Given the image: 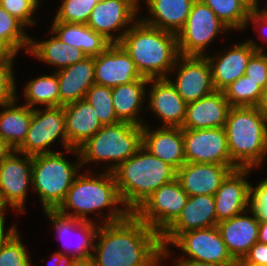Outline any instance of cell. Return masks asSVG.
<instances>
[{
    "label": "cell",
    "instance_id": "1",
    "mask_svg": "<svg viewBox=\"0 0 267 266\" xmlns=\"http://www.w3.org/2000/svg\"><path fill=\"white\" fill-rule=\"evenodd\" d=\"M95 240L91 257L96 266H160L164 261L161 235L133 213L99 224Z\"/></svg>",
    "mask_w": 267,
    "mask_h": 266
},
{
    "label": "cell",
    "instance_id": "2",
    "mask_svg": "<svg viewBox=\"0 0 267 266\" xmlns=\"http://www.w3.org/2000/svg\"><path fill=\"white\" fill-rule=\"evenodd\" d=\"M106 207L109 211L104 213ZM57 211L82 221H92L88 214L96 212V217H104L99 224L119 222L131 214L120 197L113 172L106 171L79 173Z\"/></svg>",
    "mask_w": 267,
    "mask_h": 266
},
{
    "label": "cell",
    "instance_id": "3",
    "mask_svg": "<svg viewBox=\"0 0 267 266\" xmlns=\"http://www.w3.org/2000/svg\"><path fill=\"white\" fill-rule=\"evenodd\" d=\"M119 44L146 78H168L177 58V34L144 23L140 18L124 34Z\"/></svg>",
    "mask_w": 267,
    "mask_h": 266
},
{
    "label": "cell",
    "instance_id": "4",
    "mask_svg": "<svg viewBox=\"0 0 267 266\" xmlns=\"http://www.w3.org/2000/svg\"><path fill=\"white\" fill-rule=\"evenodd\" d=\"M125 207L134 213L147 198L177 177V170L142 146L113 171Z\"/></svg>",
    "mask_w": 267,
    "mask_h": 266
},
{
    "label": "cell",
    "instance_id": "5",
    "mask_svg": "<svg viewBox=\"0 0 267 266\" xmlns=\"http://www.w3.org/2000/svg\"><path fill=\"white\" fill-rule=\"evenodd\" d=\"M232 163L258 168L267 156V120L257 107H231L224 126Z\"/></svg>",
    "mask_w": 267,
    "mask_h": 266
},
{
    "label": "cell",
    "instance_id": "6",
    "mask_svg": "<svg viewBox=\"0 0 267 266\" xmlns=\"http://www.w3.org/2000/svg\"><path fill=\"white\" fill-rule=\"evenodd\" d=\"M142 147V126L126 122L104 125L78 148L81 165L104 162L103 171L113 172ZM111 161V162H110ZM110 163V164H109Z\"/></svg>",
    "mask_w": 267,
    "mask_h": 266
},
{
    "label": "cell",
    "instance_id": "7",
    "mask_svg": "<svg viewBox=\"0 0 267 266\" xmlns=\"http://www.w3.org/2000/svg\"><path fill=\"white\" fill-rule=\"evenodd\" d=\"M72 153L77 158L75 163L66 160L61 151L32 156V188L39 196L43 211L57 210L78 176L82 166L80 154L75 148Z\"/></svg>",
    "mask_w": 267,
    "mask_h": 266
},
{
    "label": "cell",
    "instance_id": "8",
    "mask_svg": "<svg viewBox=\"0 0 267 266\" xmlns=\"http://www.w3.org/2000/svg\"><path fill=\"white\" fill-rule=\"evenodd\" d=\"M230 29L201 0H195L184 27L177 33L180 55L205 56L207 46L218 34Z\"/></svg>",
    "mask_w": 267,
    "mask_h": 266
},
{
    "label": "cell",
    "instance_id": "9",
    "mask_svg": "<svg viewBox=\"0 0 267 266\" xmlns=\"http://www.w3.org/2000/svg\"><path fill=\"white\" fill-rule=\"evenodd\" d=\"M59 139L68 152L73 148L68 145L65 130V114L63 106L32 109L31 123L23 144L16 150L19 153L34 156L37 154L53 153L50 145Z\"/></svg>",
    "mask_w": 267,
    "mask_h": 266
},
{
    "label": "cell",
    "instance_id": "10",
    "mask_svg": "<svg viewBox=\"0 0 267 266\" xmlns=\"http://www.w3.org/2000/svg\"><path fill=\"white\" fill-rule=\"evenodd\" d=\"M188 197L176 178L155 190L133 214L161 235L177 219Z\"/></svg>",
    "mask_w": 267,
    "mask_h": 266
},
{
    "label": "cell",
    "instance_id": "11",
    "mask_svg": "<svg viewBox=\"0 0 267 266\" xmlns=\"http://www.w3.org/2000/svg\"><path fill=\"white\" fill-rule=\"evenodd\" d=\"M138 2L140 3V0H99L89 16L87 25L111 44L119 43L139 19Z\"/></svg>",
    "mask_w": 267,
    "mask_h": 266
},
{
    "label": "cell",
    "instance_id": "12",
    "mask_svg": "<svg viewBox=\"0 0 267 266\" xmlns=\"http://www.w3.org/2000/svg\"><path fill=\"white\" fill-rule=\"evenodd\" d=\"M32 164V156L16 150L0 162L2 201L11 210H17L19 213L26 212L24 203L28 194V186L32 187Z\"/></svg>",
    "mask_w": 267,
    "mask_h": 266
},
{
    "label": "cell",
    "instance_id": "13",
    "mask_svg": "<svg viewBox=\"0 0 267 266\" xmlns=\"http://www.w3.org/2000/svg\"><path fill=\"white\" fill-rule=\"evenodd\" d=\"M183 140L186 162L235 166L224 127L183 129Z\"/></svg>",
    "mask_w": 267,
    "mask_h": 266
},
{
    "label": "cell",
    "instance_id": "14",
    "mask_svg": "<svg viewBox=\"0 0 267 266\" xmlns=\"http://www.w3.org/2000/svg\"><path fill=\"white\" fill-rule=\"evenodd\" d=\"M171 245L183 256L174 260H195L215 264H237L227 250L217 226L182 233Z\"/></svg>",
    "mask_w": 267,
    "mask_h": 266
},
{
    "label": "cell",
    "instance_id": "15",
    "mask_svg": "<svg viewBox=\"0 0 267 266\" xmlns=\"http://www.w3.org/2000/svg\"><path fill=\"white\" fill-rule=\"evenodd\" d=\"M180 65V66H179ZM177 69V71H175ZM175 80L168 77L178 94L188 104L206 97L215 91L211 67L206 56L180 55L172 68Z\"/></svg>",
    "mask_w": 267,
    "mask_h": 266
},
{
    "label": "cell",
    "instance_id": "16",
    "mask_svg": "<svg viewBox=\"0 0 267 266\" xmlns=\"http://www.w3.org/2000/svg\"><path fill=\"white\" fill-rule=\"evenodd\" d=\"M215 208L212 195L189 196L177 219L161 234L164 259L173 254L168 247L182 233L217 226Z\"/></svg>",
    "mask_w": 267,
    "mask_h": 266
},
{
    "label": "cell",
    "instance_id": "17",
    "mask_svg": "<svg viewBox=\"0 0 267 266\" xmlns=\"http://www.w3.org/2000/svg\"><path fill=\"white\" fill-rule=\"evenodd\" d=\"M255 40H246L240 44L228 47L225 53L209 55L206 58L211 67L212 83L215 91H223L230 84L245 74V68L251 56L256 51L265 52V47L259 46Z\"/></svg>",
    "mask_w": 267,
    "mask_h": 266
},
{
    "label": "cell",
    "instance_id": "18",
    "mask_svg": "<svg viewBox=\"0 0 267 266\" xmlns=\"http://www.w3.org/2000/svg\"><path fill=\"white\" fill-rule=\"evenodd\" d=\"M253 168L232 170L214 194L217 224L251 208V184L247 175Z\"/></svg>",
    "mask_w": 267,
    "mask_h": 266
},
{
    "label": "cell",
    "instance_id": "19",
    "mask_svg": "<svg viewBox=\"0 0 267 266\" xmlns=\"http://www.w3.org/2000/svg\"><path fill=\"white\" fill-rule=\"evenodd\" d=\"M95 84L115 87L142 79L134 61L119 43L110 44L94 57Z\"/></svg>",
    "mask_w": 267,
    "mask_h": 266
},
{
    "label": "cell",
    "instance_id": "20",
    "mask_svg": "<svg viewBox=\"0 0 267 266\" xmlns=\"http://www.w3.org/2000/svg\"><path fill=\"white\" fill-rule=\"evenodd\" d=\"M44 214L48 217L47 219L53 226V229L58 232V238H60L63 244L62 246H64V255H72L75 259L92 256L99 221H82L73 217L64 216L57 210H45ZM74 234L77 235V243L74 242V245L70 244L71 242L67 243L69 237H72Z\"/></svg>",
    "mask_w": 267,
    "mask_h": 266
},
{
    "label": "cell",
    "instance_id": "21",
    "mask_svg": "<svg viewBox=\"0 0 267 266\" xmlns=\"http://www.w3.org/2000/svg\"><path fill=\"white\" fill-rule=\"evenodd\" d=\"M148 84L151 87L146 97L149 100L146 110L152 111L162 121L161 127H182L187 103L175 86L168 78H151Z\"/></svg>",
    "mask_w": 267,
    "mask_h": 266
},
{
    "label": "cell",
    "instance_id": "22",
    "mask_svg": "<svg viewBox=\"0 0 267 266\" xmlns=\"http://www.w3.org/2000/svg\"><path fill=\"white\" fill-rule=\"evenodd\" d=\"M248 213L252 216L246 215ZM217 228L228 252L236 262L243 260L250 248L258 241L259 219L252 208L219 222Z\"/></svg>",
    "mask_w": 267,
    "mask_h": 266
},
{
    "label": "cell",
    "instance_id": "23",
    "mask_svg": "<svg viewBox=\"0 0 267 266\" xmlns=\"http://www.w3.org/2000/svg\"><path fill=\"white\" fill-rule=\"evenodd\" d=\"M236 166L186 162L177 170V179L188 196L212 195Z\"/></svg>",
    "mask_w": 267,
    "mask_h": 266
},
{
    "label": "cell",
    "instance_id": "24",
    "mask_svg": "<svg viewBox=\"0 0 267 266\" xmlns=\"http://www.w3.org/2000/svg\"><path fill=\"white\" fill-rule=\"evenodd\" d=\"M142 146L152 155L180 169L185 163L183 129L181 127H159L150 129L142 126Z\"/></svg>",
    "mask_w": 267,
    "mask_h": 266
},
{
    "label": "cell",
    "instance_id": "25",
    "mask_svg": "<svg viewBox=\"0 0 267 266\" xmlns=\"http://www.w3.org/2000/svg\"><path fill=\"white\" fill-rule=\"evenodd\" d=\"M231 106L223 91L186 105V116L182 129H210L224 127Z\"/></svg>",
    "mask_w": 267,
    "mask_h": 266
},
{
    "label": "cell",
    "instance_id": "26",
    "mask_svg": "<svg viewBox=\"0 0 267 266\" xmlns=\"http://www.w3.org/2000/svg\"><path fill=\"white\" fill-rule=\"evenodd\" d=\"M63 109L70 148L78 149L103 126L95 110L85 99L64 105Z\"/></svg>",
    "mask_w": 267,
    "mask_h": 266
},
{
    "label": "cell",
    "instance_id": "27",
    "mask_svg": "<svg viewBox=\"0 0 267 266\" xmlns=\"http://www.w3.org/2000/svg\"><path fill=\"white\" fill-rule=\"evenodd\" d=\"M94 57L55 71L59 83L60 107L85 98L88 89L95 83Z\"/></svg>",
    "mask_w": 267,
    "mask_h": 266
},
{
    "label": "cell",
    "instance_id": "28",
    "mask_svg": "<svg viewBox=\"0 0 267 266\" xmlns=\"http://www.w3.org/2000/svg\"><path fill=\"white\" fill-rule=\"evenodd\" d=\"M149 78L143 77L131 83L112 87V102L117 119L133 125L143 126L144 118L140 111L147 97L146 85Z\"/></svg>",
    "mask_w": 267,
    "mask_h": 266
},
{
    "label": "cell",
    "instance_id": "29",
    "mask_svg": "<svg viewBox=\"0 0 267 266\" xmlns=\"http://www.w3.org/2000/svg\"><path fill=\"white\" fill-rule=\"evenodd\" d=\"M149 17L139 18L146 24L177 34L185 25L195 0H144Z\"/></svg>",
    "mask_w": 267,
    "mask_h": 266
},
{
    "label": "cell",
    "instance_id": "30",
    "mask_svg": "<svg viewBox=\"0 0 267 266\" xmlns=\"http://www.w3.org/2000/svg\"><path fill=\"white\" fill-rule=\"evenodd\" d=\"M50 32L63 43L82 50L87 57H95L102 53L111 43L87 24L57 21L51 24Z\"/></svg>",
    "mask_w": 267,
    "mask_h": 266
},
{
    "label": "cell",
    "instance_id": "31",
    "mask_svg": "<svg viewBox=\"0 0 267 266\" xmlns=\"http://www.w3.org/2000/svg\"><path fill=\"white\" fill-rule=\"evenodd\" d=\"M51 34L53 36H50L48 40L39 41L31 38L28 53L45 64L54 65L57 68V70L54 69V72L80 62L87 57L82 50L63 43L54 33L51 32Z\"/></svg>",
    "mask_w": 267,
    "mask_h": 266
},
{
    "label": "cell",
    "instance_id": "32",
    "mask_svg": "<svg viewBox=\"0 0 267 266\" xmlns=\"http://www.w3.org/2000/svg\"><path fill=\"white\" fill-rule=\"evenodd\" d=\"M17 99L0 105V137L14 150L23 144L32 118V109L24 104L18 105Z\"/></svg>",
    "mask_w": 267,
    "mask_h": 266
},
{
    "label": "cell",
    "instance_id": "33",
    "mask_svg": "<svg viewBox=\"0 0 267 266\" xmlns=\"http://www.w3.org/2000/svg\"><path fill=\"white\" fill-rule=\"evenodd\" d=\"M24 105L34 109L37 105L60 107L59 83L57 73L35 77L24 86ZM37 104V105H36Z\"/></svg>",
    "mask_w": 267,
    "mask_h": 266
},
{
    "label": "cell",
    "instance_id": "34",
    "mask_svg": "<svg viewBox=\"0 0 267 266\" xmlns=\"http://www.w3.org/2000/svg\"><path fill=\"white\" fill-rule=\"evenodd\" d=\"M25 30L19 20L0 6V43L14 56L22 48L25 53L29 51L31 38Z\"/></svg>",
    "mask_w": 267,
    "mask_h": 266
},
{
    "label": "cell",
    "instance_id": "35",
    "mask_svg": "<svg viewBox=\"0 0 267 266\" xmlns=\"http://www.w3.org/2000/svg\"><path fill=\"white\" fill-rule=\"evenodd\" d=\"M231 30H246L252 11L242 0H201Z\"/></svg>",
    "mask_w": 267,
    "mask_h": 266
},
{
    "label": "cell",
    "instance_id": "36",
    "mask_svg": "<svg viewBox=\"0 0 267 266\" xmlns=\"http://www.w3.org/2000/svg\"><path fill=\"white\" fill-rule=\"evenodd\" d=\"M223 93L231 107H257L263 89L243 75L226 87Z\"/></svg>",
    "mask_w": 267,
    "mask_h": 266
},
{
    "label": "cell",
    "instance_id": "37",
    "mask_svg": "<svg viewBox=\"0 0 267 266\" xmlns=\"http://www.w3.org/2000/svg\"><path fill=\"white\" fill-rule=\"evenodd\" d=\"M84 99L93 107L103 126L120 122L114 111L111 87L94 83Z\"/></svg>",
    "mask_w": 267,
    "mask_h": 266
},
{
    "label": "cell",
    "instance_id": "38",
    "mask_svg": "<svg viewBox=\"0 0 267 266\" xmlns=\"http://www.w3.org/2000/svg\"><path fill=\"white\" fill-rule=\"evenodd\" d=\"M23 244L16 229L1 246L0 266H33L31 256Z\"/></svg>",
    "mask_w": 267,
    "mask_h": 266
},
{
    "label": "cell",
    "instance_id": "39",
    "mask_svg": "<svg viewBox=\"0 0 267 266\" xmlns=\"http://www.w3.org/2000/svg\"><path fill=\"white\" fill-rule=\"evenodd\" d=\"M99 0H62L54 18L68 23L87 24Z\"/></svg>",
    "mask_w": 267,
    "mask_h": 266
},
{
    "label": "cell",
    "instance_id": "40",
    "mask_svg": "<svg viewBox=\"0 0 267 266\" xmlns=\"http://www.w3.org/2000/svg\"><path fill=\"white\" fill-rule=\"evenodd\" d=\"M41 0H0V6L10 15L19 20L26 28L35 26L36 18L33 16L40 7Z\"/></svg>",
    "mask_w": 267,
    "mask_h": 266
},
{
    "label": "cell",
    "instance_id": "41",
    "mask_svg": "<svg viewBox=\"0 0 267 266\" xmlns=\"http://www.w3.org/2000/svg\"><path fill=\"white\" fill-rule=\"evenodd\" d=\"M14 61H0V105L17 98Z\"/></svg>",
    "mask_w": 267,
    "mask_h": 266
},
{
    "label": "cell",
    "instance_id": "42",
    "mask_svg": "<svg viewBox=\"0 0 267 266\" xmlns=\"http://www.w3.org/2000/svg\"><path fill=\"white\" fill-rule=\"evenodd\" d=\"M244 75L264 90L267 83V54L256 51L248 61Z\"/></svg>",
    "mask_w": 267,
    "mask_h": 266
},
{
    "label": "cell",
    "instance_id": "43",
    "mask_svg": "<svg viewBox=\"0 0 267 266\" xmlns=\"http://www.w3.org/2000/svg\"><path fill=\"white\" fill-rule=\"evenodd\" d=\"M251 208L259 220H267V178L251 186Z\"/></svg>",
    "mask_w": 267,
    "mask_h": 266
},
{
    "label": "cell",
    "instance_id": "44",
    "mask_svg": "<svg viewBox=\"0 0 267 266\" xmlns=\"http://www.w3.org/2000/svg\"><path fill=\"white\" fill-rule=\"evenodd\" d=\"M237 263H252L267 265V244L257 241L249 250V253Z\"/></svg>",
    "mask_w": 267,
    "mask_h": 266
},
{
    "label": "cell",
    "instance_id": "45",
    "mask_svg": "<svg viewBox=\"0 0 267 266\" xmlns=\"http://www.w3.org/2000/svg\"><path fill=\"white\" fill-rule=\"evenodd\" d=\"M174 266H237V264H215L195 260H174Z\"/></svg>",
    "mask_w": 267,
    "mask_h": 266
},
{
    "label": "cell",
    "instance_id": "46",
    "mask_svg": "<svg viewBox=\"0 0 267 266\" xmlns=\"http://www.w3.org/2000/svg\"><path fill=\"white\" fill-rule=\"evenodd\" d=\"M249 22H251L252 24L254 23L255 24L254 26L255 27H258L260 29V31H262L261 30L262 27H263V29L267 27V20L263 16H261L256 10H252L250 12L249 18L247 20V26H246V28L248 27ZM262 35H264V34L262 33Z\"/></svg>",
    "mask_w": 267,
    "mask_h": 266
},
{
    "label": "cell",
    "instance_id": "47",
    "mask_svg": "<svg viewBox=\"0 0 267 266\" xmlns=\"http://www.w3.org/2000/svg\"><path fill=\"white\" fill-rule=\"evenodd\" d=\"M13 151L14 149L9 143L0 137V162L7 158Z\"/></svg>",
    "mask_w": 267,
    "mask_h": 266
},
{
    "label": "cell",
    "instance_id": "48",
    "mask_svg": "<svg viewBox=\"0 0 267 266\" xmlns=\"http://www.w3.org/2000/svg\"><path fill=\"white\" fill-rule=\"evenodd\" d=\"M17 229L16 224L10 226L6 231L5 223H0V249L5 240Z\"/></svg>",
    "mask_w": 267,
    "mask_h": 266
},
{
    "label": "cell",
    "instance_id": "49",
    "mask_svg": "<svg viewBox=\"0 0 267 266\" xmlns=\"http://www.w3.org/2000/svg\"><path fill=\"white\" fill-rule=\"evenodd\" d=\"M258 241L267 244V220H259Z\"/></svg>",
    "mask_w": 267,
    "mask_h": 266
},
{
    "label": "cell",
    "instance_id": "50",
    "mask_svg": "<svg viewBox=\"0 0 267 266\" xmlns=\"http://www.w3.org/2000/svg\"><path fill=\"white\" fill-rule=\"evenodd\" d=\"M259 112L266 118L267 120V92H263L260 102L257 105Z\"/></svg>",
    "mask_w": 267,
    "mask_h": 266
},
{
    "label": "cell",
    "instance_id": "51",
    "mask_svg": "<svg viewBox=\"0 0 267 266\" xmlns=\"http://www.w3.org/2000/svg\"><path fill=\"white\" fill-rule=\"evenodd\" d=\"M71 266H96L92 257L77 258L73 261Z\"/></svg>",
    "mask_w": 267,
    "mask_h": 266
},
{
    "label": "cell",
    "instance_id": "52",
    "mask_svg": "<svg viewBox=\"0 0 267 266\" xmlns=\"http://www.w3.org/2000/svg\"><path fill=\"white\" fill-rule=\"evenodd\" d=\"M15 57L0 43V61H15Z\"/></svg>",
    "mask_w": 267,
    "mask_h": 266
},
{
    "label": "cell",
    "instance_id": "53",
    "mask_svg": "<svg viewBox=\"0 0 267 266\" xmlns=\"http://www.w3.org/2000/svg\"><path fill=\"white\" fill-rule=\"evenodd\" d=\"M75 258L71 255H63L58 261L57 266H71Z\"/></svg>",
    "mask_w": 267,
    "mask_h": 266
},
{
    "label": "cell",
    "instance_id": "54",
    "mask_svg": "<svg viewBox=\"0 0 267 266\" xmlns=\"http://www.w3.org/2000/svg\"><path fill=\"white\" fill-rule=\"evenodd\" d=\"M63 251L61 252L60 250L59 251H56L54 252V254L51 255V262L53 263V266H57L58 265V261L60 260V258L63 256ZM50 263V262H49ZM51 263V264H52ZM49 266V265H48ZM52 266V265H50Z\"/></svg>",
    "mask_w": 267,
    "mask_h": 266
},
{
    "label": "cell",
    "instance_id": "55",
    "mask_svg": "<svg viewBox=\"0 0 267 266\" xmlns=\"http://www.w3.org/2000/svg\"><path fill=\"white\" fill-rule=\"evenodd\" d=\"M7 206L3 203L0 195V223H5V213L7 211Z\"/></svg>",
    "mask_w": 267,
    "mask_h": 266
},
{
    "label": "cell",
    "instance_id": "56",
    "mask_svg": "<svg viewBox=\"0 0 267 266\" xmlns=\"http://www.w3.org/2000/svg\"><path fill=\"white\" fill-rule=\"evenodd\" d=\"M251 10H256L259 7V0H242Z\"/></svg>",
    "mask_w": 267,
    "mask_h": 266
},
{
    "label": "cell",
    "instance_id": "57",
    "mask_svg": "<svg viewBox=\"0 0 267 266\" xmlns=\"http://www.w3.org/2000/svg\"><path fill=\"white\" fill-rule=\"evenodd\" d=\"M256 11L267 20V8L266 7H264V9H260L258 7Z\"/></svg>",
    "mask_w": 267,
    "mask_h": 266
},
{
    "label": "cell",
    "instance_id": "58",
    "mask_svg": "<svg viewBox=\"0 0 267 266\" xmlns=\"http://www.w3.org/2000/svg\"><path fill=\"white\" fill-rule=\"evenodd\" d=\"M237 266H267V265L252 264V263H237Z\"/></svg>",
    "mask_w": 267,
    "mask_h": 266
},
{
    "label": "cell",
    "instance_id": "59",
    "mask_svg": "<svg viewBox=\"0 0 267 266\" xmlns=\"http://www.w3.org/2000/svg\"><path fill=\"white\" fill-rule=\"evenodd\" d=\"M263 92H267V83H266V86H265V89L263 90Z\"/></svg>",
    "mask_w": 267,
    "mask_h": 266
}]
</instances>
